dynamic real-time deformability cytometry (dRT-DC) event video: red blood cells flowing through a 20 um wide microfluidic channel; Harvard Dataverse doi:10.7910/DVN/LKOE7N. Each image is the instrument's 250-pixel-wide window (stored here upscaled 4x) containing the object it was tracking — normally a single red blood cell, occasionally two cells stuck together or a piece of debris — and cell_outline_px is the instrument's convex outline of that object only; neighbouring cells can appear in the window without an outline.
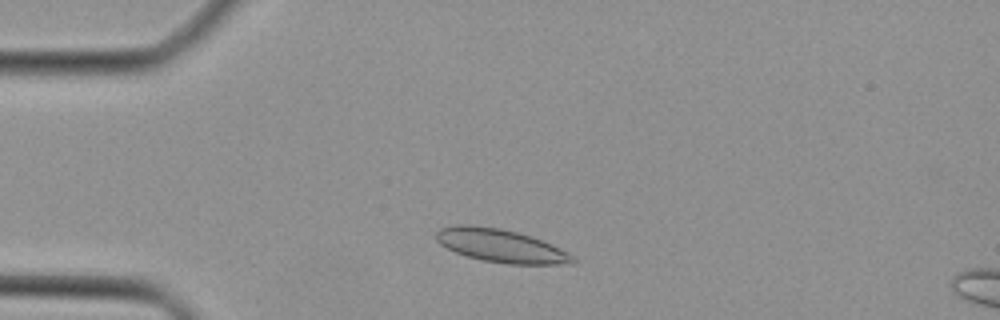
{"species": "Egyptian fruit bat (a non-hibernating species)", "species_latin": "Rousettus aegyptiacus", "temperature_condition": "cold", "stored_images_in_passage": 40, "camera_frame_rate_fps": 3000, "um_per_image_px": 0.085, "animal": {"sex": "female"}, "frame": {"image": 1, "passage_image": 6, "time_ms": 1.667, "image_size_px": [1000, 320], "cell_outline_px": [[576, 264], [508, 264], [484, 260], [468, 256], [456, 252], [440, 244], [436, 240], [436, 232], [440, 228], [456, 224], [472, 224], [500, 228], [516, 232], [540, 240], [568, 252], [576, 260]], "centroid_in_image_um": [42.54, 20.88], "position_along_channel_um": 42.5, "area_um2": 26.18}}
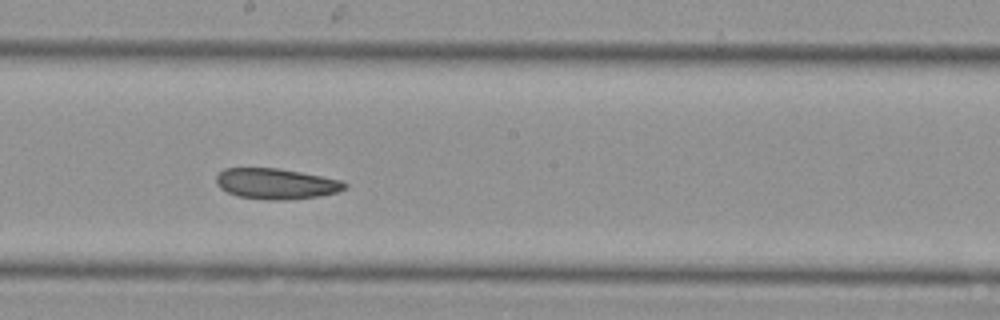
{"frame": {"image": 2, "passage_image": 20, "time_ms": 6.333, "image_size_px": [1000, 320], "cell_outline_px": [[348, 188], [336, 192], [320, 196], [284, 200], [268, 200], [240, 196], [228, 192], [220, 188], [216, 184], [216, 176], [224, 168], [276, 168], [300, 172], [344, 180], [348, 184]], "centroid_in_image_um": [23.5, 15.61], "position_along_channel_um": 224.7, "area_um2": 23.0}}
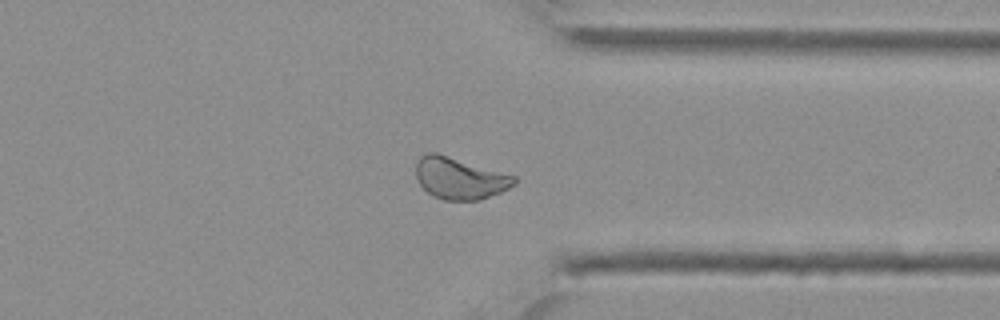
{"frame": {"image": 3, "passage_image": 30, "time_ms": 9.667, "image_size_px": [1000, 320], "cell_outline_px": [[516, 184], [500, 192], [480, 200], [444, 200], [432, 196], [420, 184], [416, 176], [416, 164], [420, 156], [428, 152], [436, 152], [516, 176]], "centroid_in_image_um": [39.07, 15.15], "position_along_channel_um": 372.3, "area_um2": 23.81}}